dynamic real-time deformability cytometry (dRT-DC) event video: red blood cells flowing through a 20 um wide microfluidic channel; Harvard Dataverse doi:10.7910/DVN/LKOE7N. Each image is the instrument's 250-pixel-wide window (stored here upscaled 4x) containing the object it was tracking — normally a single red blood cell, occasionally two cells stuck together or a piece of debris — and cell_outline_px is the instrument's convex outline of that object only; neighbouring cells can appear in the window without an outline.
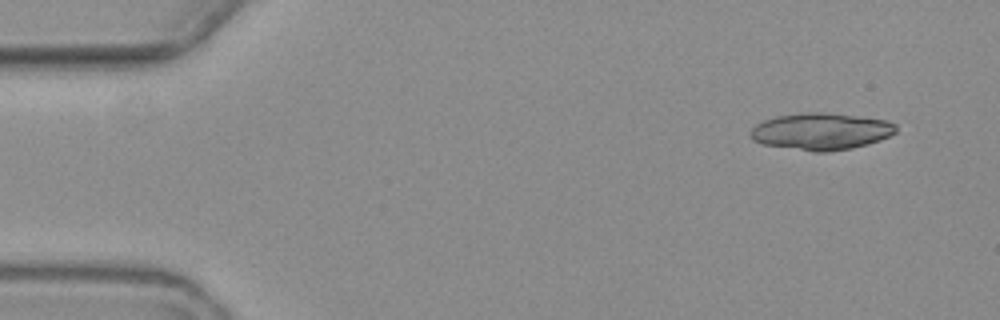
{"species": "common noctule bat (a hibernating species)", "species_latin": "Nyctalus noctula", "temperature_condition": "warm", "stored_images_in_passage": 8, "camera_frame_rate_fps": 3000, "um_per_image_px": 0.085, "animal": {"sex": "female", "body_mass_g": 19.3, "forearm_length_mm": 54.1}, "frame": {"image": 1, "passage_image": 1, "time_ms": 0.0, "image_size_px": [1000, 320], "cell_outline_px": [[896, 132], [880, 140], [868, 144], [852, 148], [828, 152], [812, 152], [764, 144], [752, 140], [748, 136], [752, 128], [756, 124], [764, 120], [776, 116], [804, 112], [824, 112], [888, 120], [896, 124]], "centroid_in_image_um": [69.77, 11.17], "position_along_channel_um": 15.2, "area_um2": 31.44}}
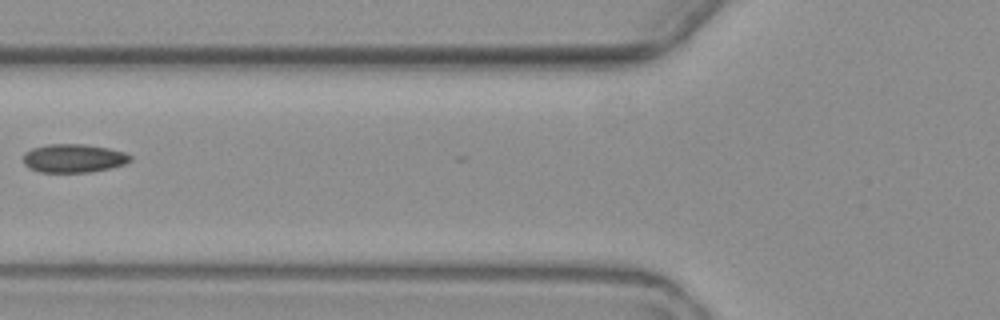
{"frame": {"image": 2, "passage_image": 6, "time_ms": 6.333, "image_size_px": [1000, 320], "cell_outline_px": [[132, 160], [124, 164], [112, 168], [92, 172], [40, 172], [28, 168], [24, 164], [24, 152], [32, 148], [48, 144], [84, 144], [108, 148], [124, 152], [132, 156]], "centroid_in_image_um": [6.26, 13.45], "position_along_channel_um": 119.5, "area_um2": 17.92}}
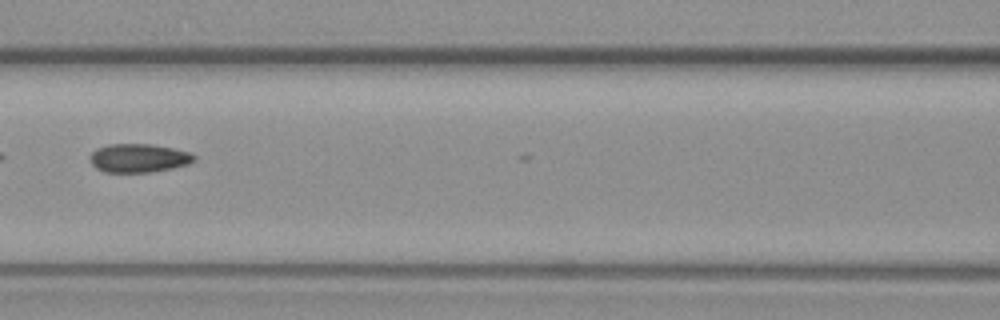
{"frame": {"image": 3, "passage_image": 7, "time_ms": 7.333, "image_size_px": [1000, 320], "cell_outline_px": [[196, 160], [188, 164], [172, 168], [152, 172], [104, 172], [96, 168], [88, 160], [88, 156], [96, 148], [108, 144], [152, 144], [172, 148], [188, 152], [196, 156]], "centroid_in_image_um": [11.75, 13.43], "position_along_channel_um": 154.9, "area_um2": 17.51}}